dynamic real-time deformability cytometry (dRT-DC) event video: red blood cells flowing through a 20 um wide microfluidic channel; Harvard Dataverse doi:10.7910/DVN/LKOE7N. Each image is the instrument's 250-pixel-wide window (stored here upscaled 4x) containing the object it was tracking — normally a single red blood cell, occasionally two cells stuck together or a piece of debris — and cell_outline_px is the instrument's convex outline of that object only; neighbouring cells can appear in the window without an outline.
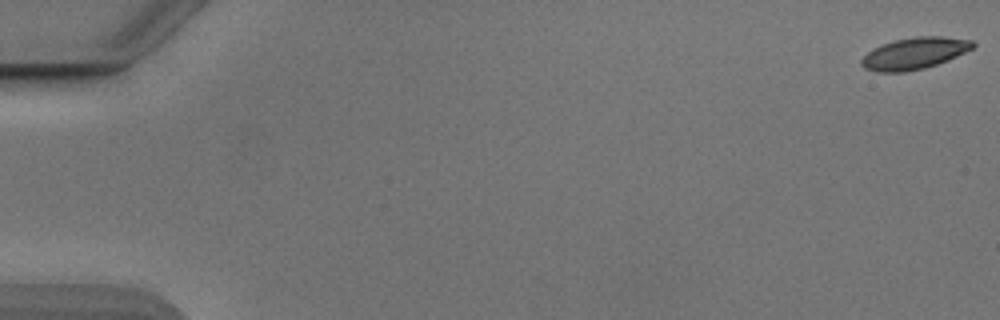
{"species": "Egyptian fruit bat (a non-hibernating species)", "species_latin": "Rousettus aegyptiacus", "temperature_condition": "cold", "stored_images_in_passage": 54, "camera_frame_rate_fps": 3000, "um_per_image_px": 0.085, "animal": {"sex": "male"}, "frame": {"image": 1, "passage_image": 1, "time_ms": 0.0, "image_size_px": [1000, 320], "cell_outline_px": [[976, 44], [972, 48], [948, 60], [924, 68], [904, 72], [876, 72], [864, 68], [860, 64], [860, 60], [872, 48], [896, 40], [916, 36], [944, 36], [972, 40]], "centroid_in_image_um": [77.71, 4.53], "position_along_channel_um": 7.3, "area_um2": 20.46}}
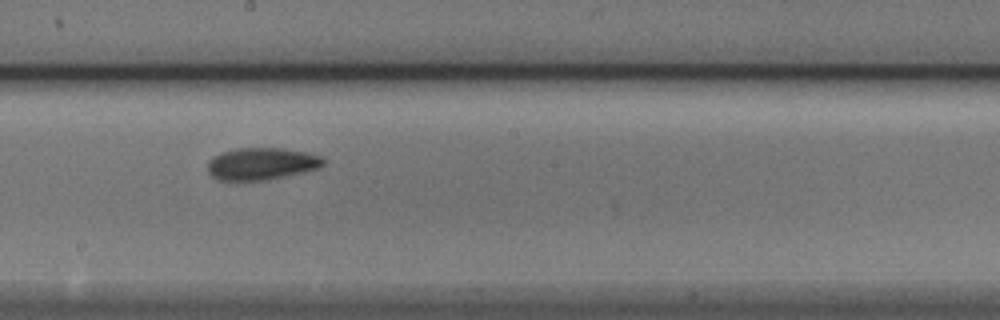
{"frame": {"image": 2, "passage_image": 31, "time_ms": 10.0, "image_size_px": [1000, 320], "cell_outline_px": [[324, 164], [320, 168], [304, 172], [268, 180], [216, 180], [208, 172], [208, 160], [212, 156], [220, 152], [236, 148], [284, 148], [304, 152], [320, 156], [324, 160]], "centroid_in_image_um": [22.2, 13.92], "position_along_channel_um": 226.0, "area_um2": 21.85}}
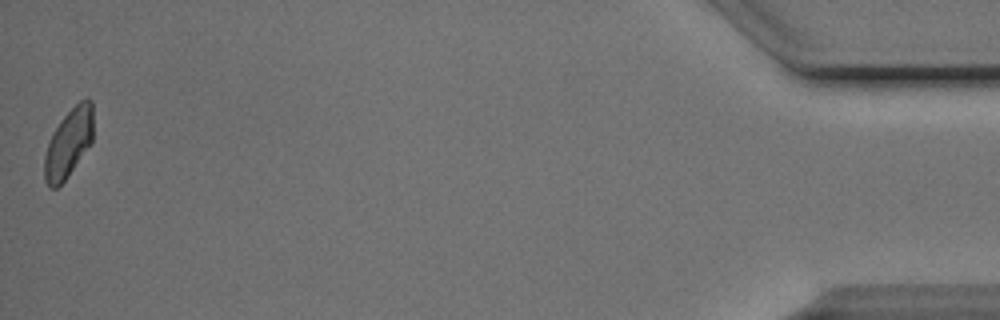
{"frame": {"image": 3, "passage_image": 54, "time_ms": 17.667, "image_size_px": [1000, 320], "cell_outline_px": [[92, 144], [64, 180], [56, 188], [48, 188], [44, 180], [44, 156], [48, 140], [52, 132], [60, 120], [80, 100], [88, 96], [92, 100]], "centroid_in_image_um": [5.81, 12.15], "position_along_channel_um": 429.4, "area_um2": 19.71}, "authors_computed_cell_mechanics": {"area_um2": 20.7213, "velocity_mm_per_s": 3.8522, "shape_relaxation_time_tau1_ms": 2.052, "shape_relaxation_time_tau2_ms": 3.137, "deformation_change_tau1": 0.1129, "deformation_change_tau2": 0.0787}}